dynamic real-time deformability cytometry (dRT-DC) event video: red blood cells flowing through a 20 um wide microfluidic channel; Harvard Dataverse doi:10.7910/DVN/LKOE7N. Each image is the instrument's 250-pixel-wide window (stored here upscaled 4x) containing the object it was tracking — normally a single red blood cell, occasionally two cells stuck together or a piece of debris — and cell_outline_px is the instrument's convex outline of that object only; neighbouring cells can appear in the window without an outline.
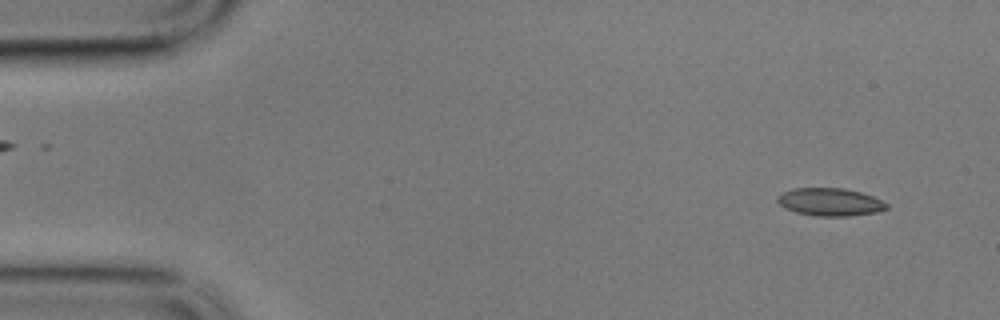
{"species": "common noctule bat (a hibernating species)", "species_latin": "Nyctalus noctula", "temperature_condition": "cold", "stored_images_in_passage": 58, "camera_frame_rate_fps": 3000, "um_per_image_px": 0.085, "animal": {"sex": "male", "body_mass_g": 17.9}, "frame": {"image": 1, "passage_image": 4, "time_ms": 1.0, "image_size_px": [1000, 320], "cell_outline_px": [[888, 208], [876, 212], [848, 216], [816, 216], [796, 212], [784, 208], [776, 200], [776, 196], [780, 192], [792, 188], [844, 188], [860, 192], [872, 196], [888, 204]], "centroid_in_image_um": [70.5, 17.16], "position_along_channel_um": 14.5, "area_um2": 17.74}}
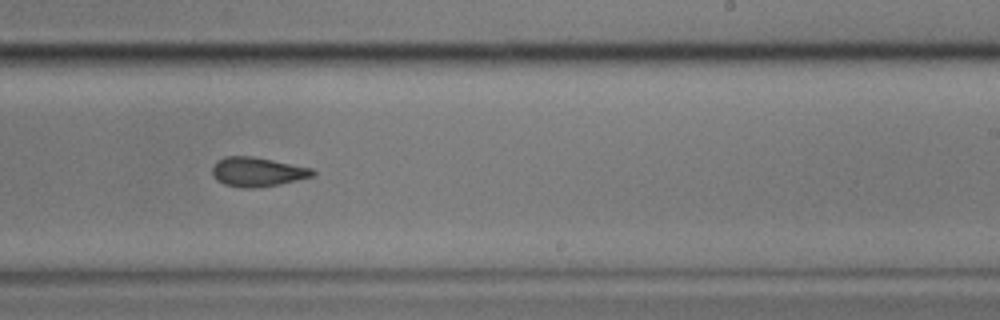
{"frame": {"image": 2, "passage_image": 35, "time_ms": 11.333, "image_size_px": [1000, 320], "cell_outline_px": [[316, 172], [312, 176], [280, 184], [256, 188], [244, 188], [224, 184], [216, 180], [212, 176], [212, 168], [216, 160], [224, 156], [252, 156], [312, 168]], "centroid_in_image_um": [21.83, 14.61], "position_along_channel_um": 267.2, "area_um2": 17.17}}
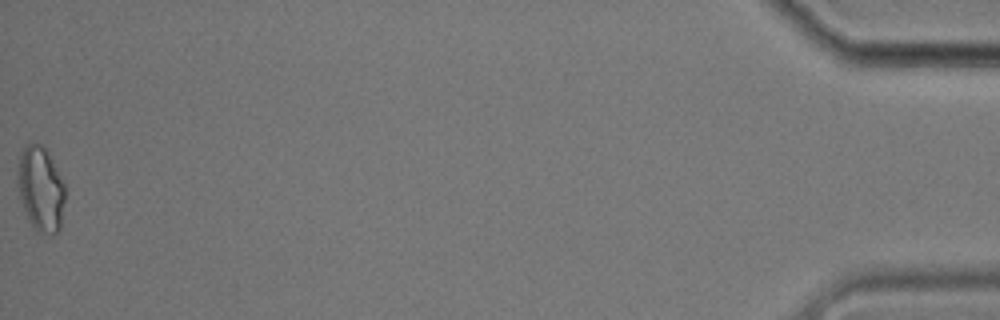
{"frame": {"image": 3, "passage_image": 58, "time_ms": 19.0, "image_size_px": [1000, 320], "cell_outline_px": [[64, 200], [60, 228], [52, 236], [36, 232], [24, 208], [20, 196], [16, 180], [20, 156], [24, 148], [28, 144], [40, 144], [48, 152], [64, 184]], "centroid_in_image_um": [3.46, 16.09], "position_along_channel_um": 431.7, "area_um2": 23.06}, "authors_computed_cell_mechanics": {"area_um2": 17.6868, "velocity_mm_per_s": 3.4267, "shape_relaxation_time_tau1_ms": 8.6263, "shape_relaxation_time_tau2_ms": 2.6203, "deformation_change_tau1": 0.1606, "deformation_change_tau2": 0.0975}}